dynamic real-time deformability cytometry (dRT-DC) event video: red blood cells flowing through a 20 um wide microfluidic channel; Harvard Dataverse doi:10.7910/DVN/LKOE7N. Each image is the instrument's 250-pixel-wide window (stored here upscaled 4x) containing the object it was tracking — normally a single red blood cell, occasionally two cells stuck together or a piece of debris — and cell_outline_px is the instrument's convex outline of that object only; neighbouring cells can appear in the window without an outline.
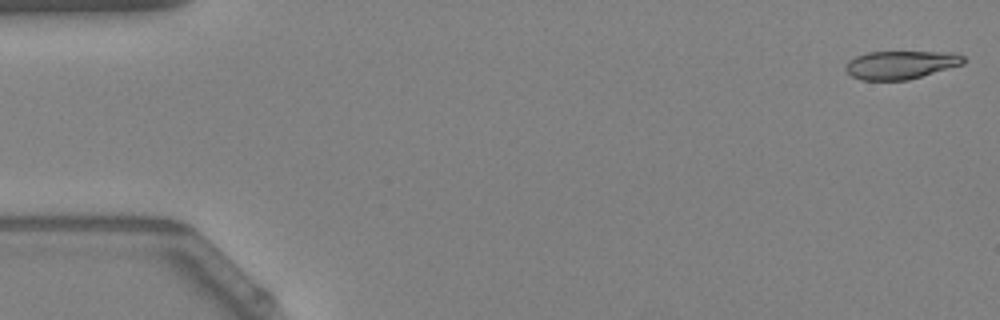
{"species": "Egyptian fruit bat (a non-hibernating species)", "species_latin": "Rousettus aegyptiacus", "temperature_condition": "warm", "stored_images_in_passage": 53, "camera_frame_rate_fps": 3000, "um_per_image_px": 0.085, "animal": {"sex": "female"}, "frame": {"image": 1, "passage_image": 1, "time_ms": 0.0, "image_size_px": [1000, 320], "cell_outline_px": [[968, 60], [964, 64], [908, 80], [860, 80], [852, 76], [844, 68], [848, 60], [856, 56], [868, 52], [952, 52], [964, 56]], "centroid_in_image_um": [76.59, 5.51], "position_along_channel_um": 8.4, "area_um2": 19.54}}
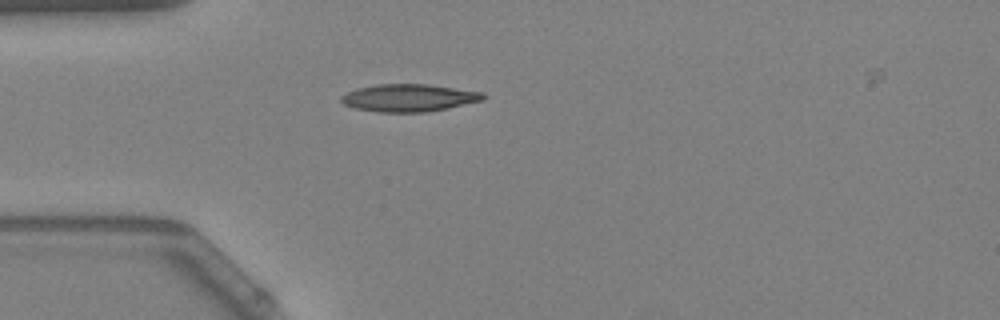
{"frame": {"image": 2, "passage_image": 15, "time_ms": 4.667, "image_size_px": [1000, 320], "cell_outline_px": [[488, 96], [484, 100], [448, 108], [428, 112], [376, 112], [352, 108], [344, 104], [340, 100], [340, 96], [356, 88], [376, 84], [428, 84], [484, 92]], "centroid_in_image_um": [34.76, 8.32], "position_along_channel_um": 50.2, "area_um2": 23.06}}
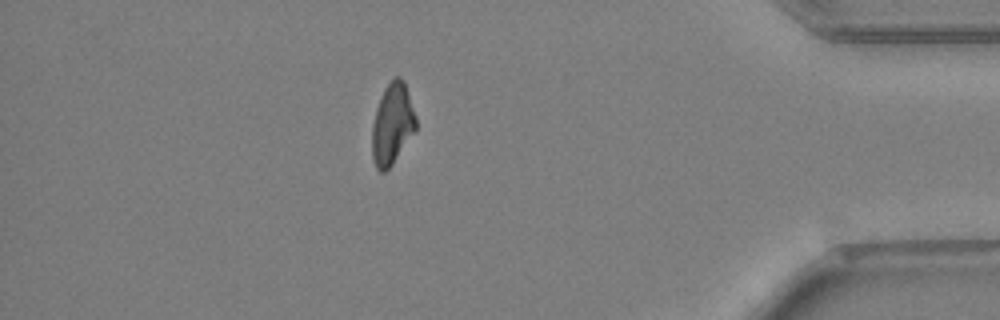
{"frame": {"image": 3, "passage_image": 47, "time_ms": 15.333, "image_size_px": [1000, 320], "cell_outline_px": [[416, 128], [392, 164], [384, 172], [380, 172], [376, 168], [372, 156], [372, 124], [376, 108], [384, 88], [392, 76], [400, 76], [404, 80], [416, 116]], "centroid_in_image_um": [33.33, 10.49], "position_along_channel_um": 401.9, "area_um2": 20.69}}